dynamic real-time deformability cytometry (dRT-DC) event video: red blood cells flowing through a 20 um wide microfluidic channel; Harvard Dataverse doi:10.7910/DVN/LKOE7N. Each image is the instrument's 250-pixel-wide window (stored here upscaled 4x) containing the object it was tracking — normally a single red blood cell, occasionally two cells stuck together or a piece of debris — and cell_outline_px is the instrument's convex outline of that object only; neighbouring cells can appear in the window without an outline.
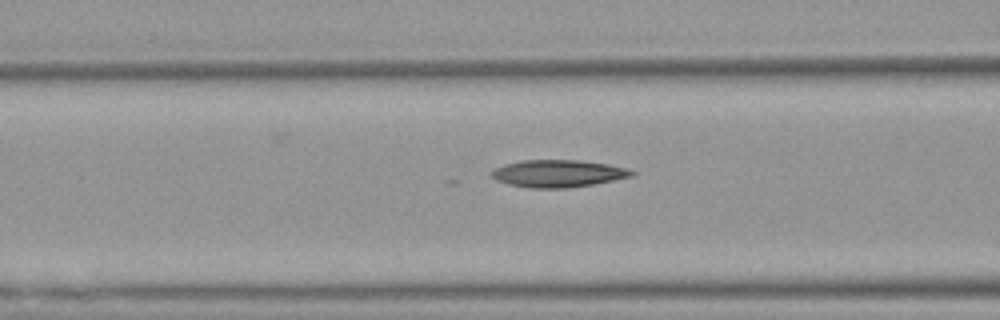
{"species": "Egyptian fruit bat (a non-hibernating species)", "species_latin": "Rousettus aegyptiacus", "temperature_condition": "warm", "stored_images_in_passage": 30, "camera_frame_rate_fps": 3000, "um_per_image_px": 0.085, "animal": {"sex": "female"}, "frame": {"image": 1, "passage_image": 9, "time_ms": 2.667, "image_size_px": [1000, 320], "cell_outline_px": [[636, 172], [632, 176], [592, 184], [568, 188], [528, 188], [508, 184], [496, 180], [488, 172], [504, 164], [520, 160], [580, 160], [608, 164], [628, 168]], "centroid_in_image_um": [47.4, 14.74], "position_along_channel_um": 119.2, "area_um2": 22.37}}
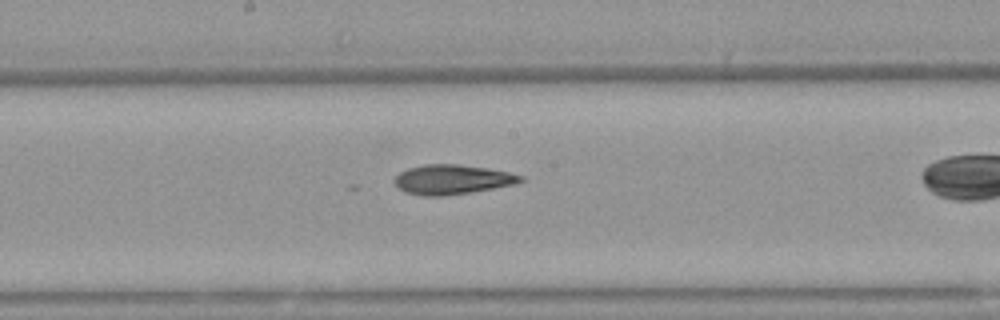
{"frame": {"image": 2, "passage_image": 16, "time_ms": 5.0, "image_size_px": [1000, 320], "cell_outline_px": [[524, 180], [512, 184], [472, 192], [444, 196], [424, 196], [404, 192], [392, 180], [400, 172], [408, 168], [424, 164], [456, 164], [488, 168], [508, 172], [524, 176]], "centroid_in_image_um": [38.4, 15.25], "position_along_channel_um": 209.8, "area_um2": 21.68}}
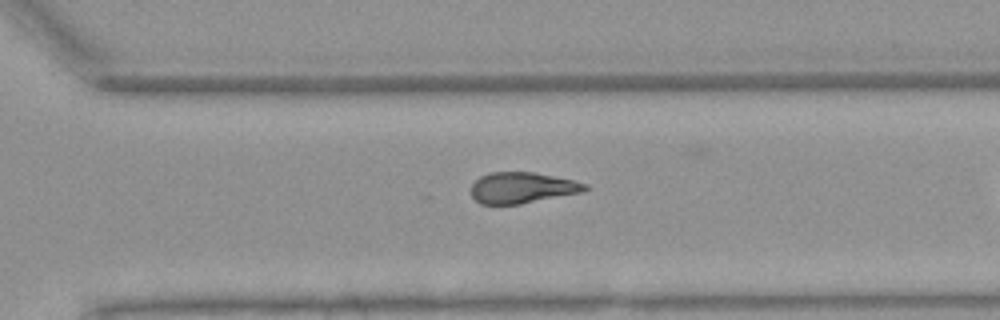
{"frame": {"image": 3, "passage_image": 25, "time_ms": 8.0, "image_size_px": [1000, 320], "cell_outline_px": [[592, 188], [584, 192], [520, 204], [480, 204], [472, 196], [472, 184], [480, 176], [492, 172], [532, 172], [572, 180], [588, 184]], "centroid_in_image_um": [44.42, 15.96], "position_along_channel_um": 326.2, "area_um2": 20.58}}